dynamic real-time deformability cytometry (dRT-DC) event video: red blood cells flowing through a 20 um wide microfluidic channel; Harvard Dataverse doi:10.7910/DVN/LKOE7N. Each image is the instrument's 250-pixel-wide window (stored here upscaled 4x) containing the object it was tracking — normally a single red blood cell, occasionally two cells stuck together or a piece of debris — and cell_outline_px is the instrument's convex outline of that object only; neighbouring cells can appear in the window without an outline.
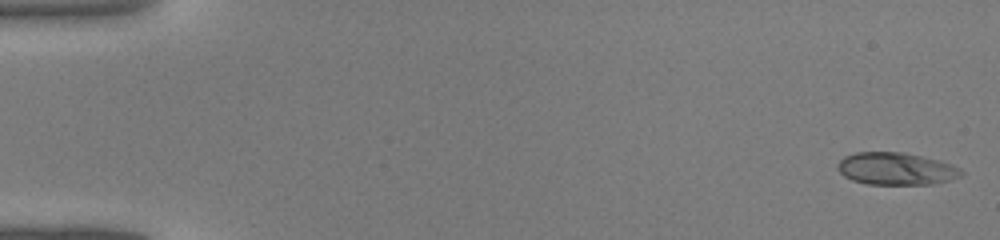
{"species": "common noctule bat (a hibernating species)", "species_latin": "Nyctalus noctula", "temperature_condition": "warm", "stored_images_in_passage": 43, "camera_frame_rate_fps": 3000, "um_per_image_px": 0.085, "animal": {"sex": "male", "body_mass_g": 19.0, "forearm_length_mm": 50.8}, "frame": {"image": 1, "passage_image": 1, "time_ms": 0.0, "image_size_px": [1000, 240], "cell_outline_px": [[964, 172], [960, 176], [948, 180], [932, 184], [868, 184], [852, 180], [844, 176], [836, 168], [836, 164], [844, 156], [856, 152], [904, 152], [940, 160], [952, 164], [960, 168]], "centroid_in_image_um": [76.15, 14.33], "position_along_channel_um": 8.8, "area_um2": 23.41}}
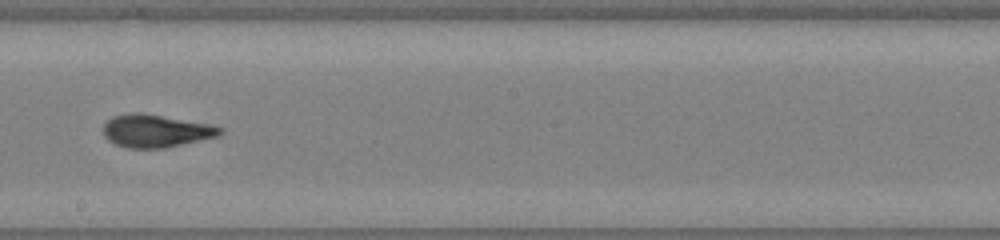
{"frame": {"image": 2, "passage_image": 25, "time_ms": 8.0, "image_size_px": [1000, 240], "cell_outline_px": [[224, 132], [216, 136], [164, 148], [128, 148], [116, 144], [108, 140], [104, 136], [104, 124], [112, 116], [128, 112], [140, 112], [212, 124], [224, 128]], "centroid_in_image_um": [13.24, 11.11], "position_along_channel_um": 235.0, "area_um2": 22.31}}
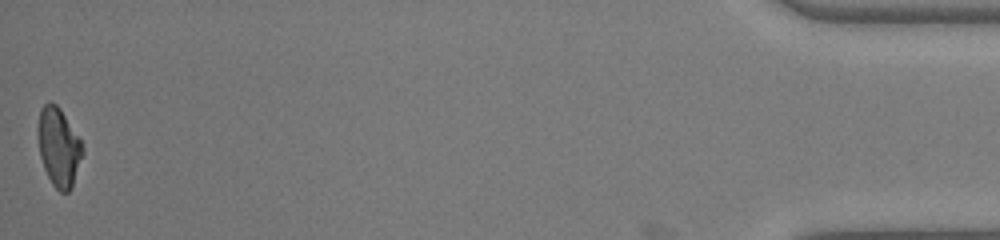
{"frame": {"image": 3, "passage_image": 43, "time_ms": 14.0, "image_size_px": [1000, 240], "cell_outline_px": [[84, 152], [72, 188], [68, 192], [60, 192], [52, 184], [44, 168], [40, 156], [36, 128], [40, 108], [44, 104], [56, 104], [60, 108], [80, 140], [84, 148]], "centroid_in_image_um": [4.98, 12.52], "position_along_channel_um": 430.2, "area_um2": 20.52}}